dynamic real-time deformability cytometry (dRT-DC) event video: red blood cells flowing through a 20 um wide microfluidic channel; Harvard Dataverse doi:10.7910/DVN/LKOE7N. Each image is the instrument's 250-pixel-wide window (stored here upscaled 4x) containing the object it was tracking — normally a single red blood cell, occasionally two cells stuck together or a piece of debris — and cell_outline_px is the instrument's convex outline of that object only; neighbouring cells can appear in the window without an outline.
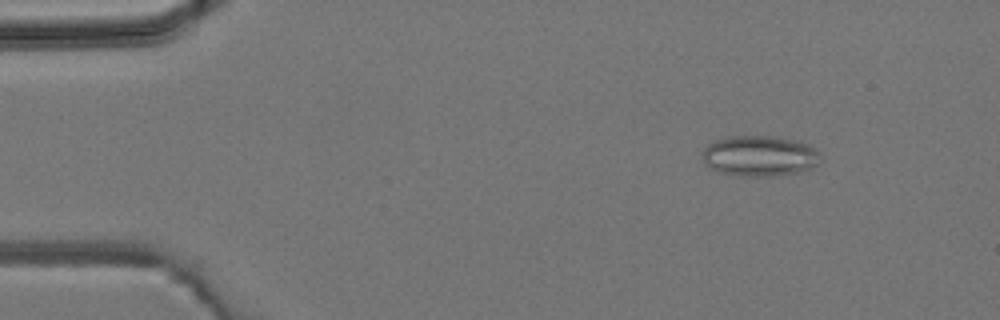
{"species": "common noctule bat (a hibernating species)", "species_latin": "Nyctalus noctula", "temperature_condition": "room temperature", "stored_images_in_passage": 4, "camera_frame_rate_fps": 3000, "um_per_image_px": 0.085, "animal": {"sex": "male", "body_mass_g": 19.2, "forearm_length_mm": 51.8}, "frame": {"image": 1, "passage_image": 2, "time_ms": 1.0, "image_size_px": [1000, 320], "cell_outline_px": [[816, 164], [812, 168], [800, 172], [772, 176], [740, 176], [720, 172], [708, 168], [704, 164], [704, 148], [708, 144], [716, 140], [728, 136], [776, 136], [800, 140], [816, 148]], "centroid_in_image_um": [64.54, 13.25], "position_along_channel_um": 20.5, "area_um2": 27.98}}